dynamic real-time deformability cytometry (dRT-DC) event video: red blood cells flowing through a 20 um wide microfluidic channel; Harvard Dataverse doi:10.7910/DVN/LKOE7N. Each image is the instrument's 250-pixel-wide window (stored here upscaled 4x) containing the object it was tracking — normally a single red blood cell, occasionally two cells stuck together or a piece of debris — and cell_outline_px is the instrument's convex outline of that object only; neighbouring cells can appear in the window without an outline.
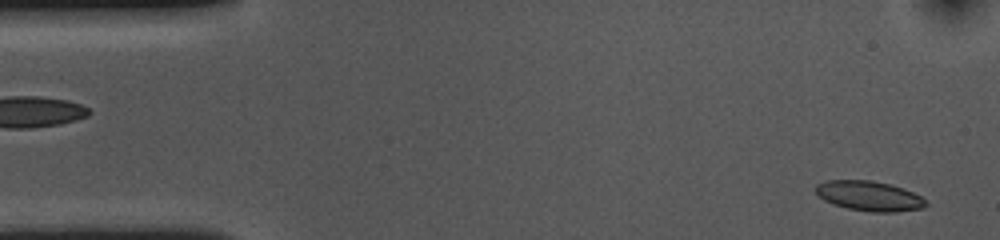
{"species": "common noctule bat (a hibernating species)", "species_latin": "Nyctalus noctula", "temperature_condition": "cold", "stored_images_in_passage": 54, "camera_frame_rate_fps": 3000, "um_per_image_px": 0.085, "animal": {"sex": "female", "body_mass_g": 10.0, "forearm_length_mm": 53.1}, "frame": {"image": 1, "passage_image": 2, "time_ms": 0.333, "image_size_px": [1000, 240], "cell_outline_px": [[928, 204], [924, 208], [896, 212], [868, 212], [848, 208], [832, 204], [824, 200], [816, 192], [816, 184], [828, 180], [872, 180], [892, 184], [912, 192], [920, 196]], "centroid_in_image_um": [73.89, 16.66], "position_along_channel_um": 11.1, "area_um2": 19.25}}
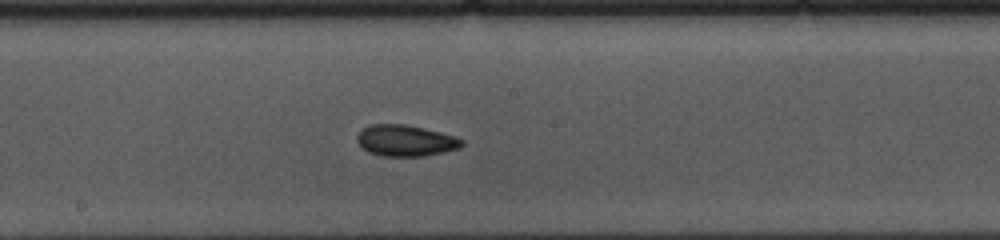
{"frame": {"image": 2, "passage_image": 27, "time_ms": 8.667, "image_size_px": [1000, 240], "cell_outline_px": [[464, 144], [460, 148], [444, 152], [424, 156], [384, 156], [368, 152], [356, 140], [356, 136], [360, 128], [368, 124], [404, 124], [424, 128], [456, 136], [464, 140]], "centroid_in_image_um": [34.47, 11.94], "position_along_channel_um": 213.7, "area_um2": 19.31}}
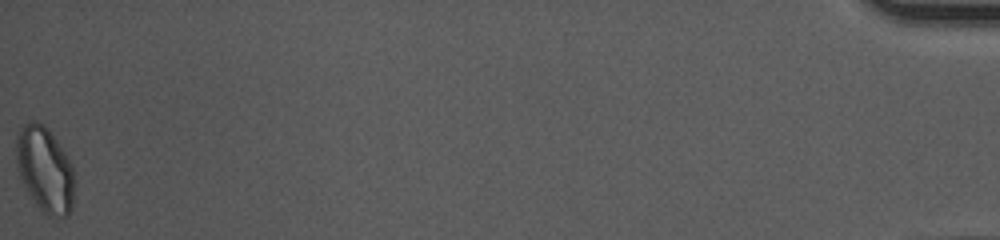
{"frame": {"image": 3, "passage_image": 54, "time_ms": 17.667, "image_size_px": [1000, 240], "cell_outline_px": [[72, 208], [68, 216], [48, 216], [36, 204], [28, 192], [20, 176], [16, 160], [16, 136], [20, 128], [28, 120], [36, 120], [48, 128], [72, 164]], "centroid_in_image_um": [3.79, 14.37], "position_along_channel_um": 431.4, "area_um2": 28.5}, "authors_computed_cell_mechanics": {"area_um2": 19.1896, "velocity_mm_per_s": 3.5945, "shape_relaxation_time_tau1_ms": 4.2456, "shape_relaxation_time_tau2_ms": 3.6611, "deformation_change_tau1": 0.1251, "deformation_change_tau2": 0.0873}}